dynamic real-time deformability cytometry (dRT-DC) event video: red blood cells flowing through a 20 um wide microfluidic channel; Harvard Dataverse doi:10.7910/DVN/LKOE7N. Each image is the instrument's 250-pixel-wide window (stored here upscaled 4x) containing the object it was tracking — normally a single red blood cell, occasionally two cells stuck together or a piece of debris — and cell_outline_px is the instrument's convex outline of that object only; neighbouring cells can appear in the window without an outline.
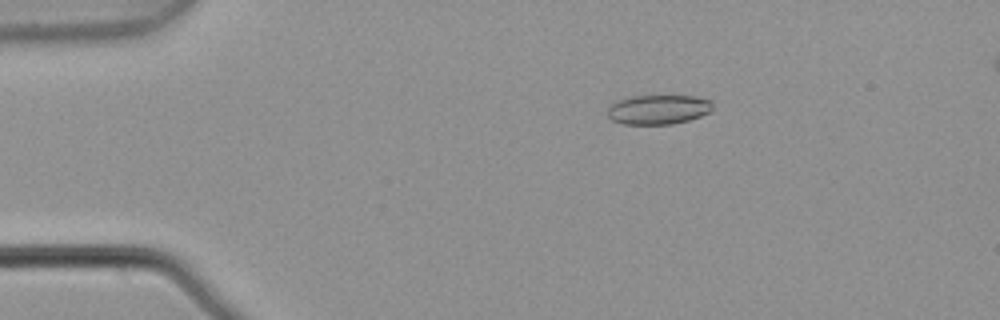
{"species": "common noctule bat (a hibernating species)", "species_latin": "Nyctalus noctula", "temperature_condition": "warm", "stored_images_in_passage": 8, "camera_frame_rate_fps": 3000, "um_per_image_px": 0.085, "animal": {"sex": "male", "body_mass_g": 21.5, "forearm_length_mm": 52.0}, "frame": {"image": 1, "passage_image": 3, "time_ms": 0.667, "image_size_px": [1000, 320], "cell_outline_px": [[712, 108], [708, 112], [700, 116], [688, 120], [672, 124], [624, 124], [612, 120], [608, 116], [608, 108], [616, 100], [628, 96], [696, 96], [712, 100]], "centroid_in_image_um": [55.94, 9.3], "position_along_channel_um": 29.1, "area_um2": 18.09}}
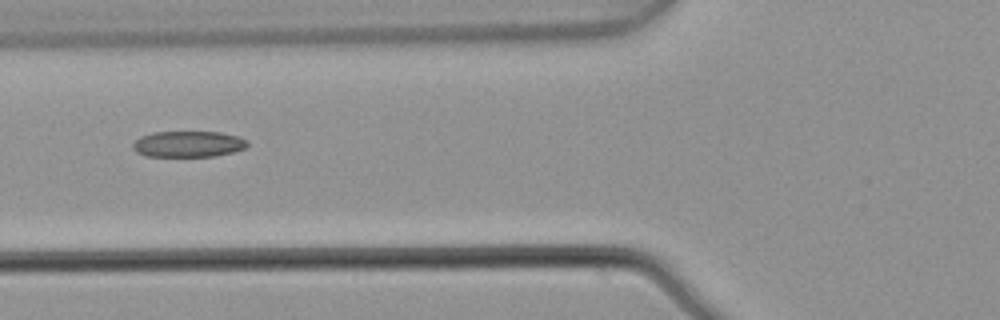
{"frame": {"image": 2, "passage_image": 6, "time_ms": 1.667, "image_size_px": [1000, 320], "cell_outline_px": [[248, 144], [244, 148], [232, 152], [216, 156], [144, 156], [136, 152], [132, 148], [132, 144], [140, 136], [152, 132], [220, 132], [240, 136], [248, 140]], "centroid_in_image_um": [15.99, 12.24], "position_along_channel_um": 109.8, "area_um2": 17.51}}
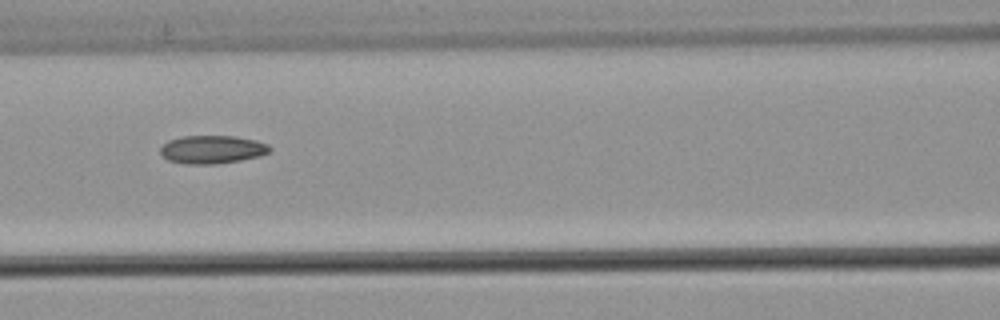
{"frame": {"image": 3, "passage_image": 7, "time_ms": 2.0, "image_size_px": [1000, 320], "cell_outline_px": [[272, 148], [268, 152], [260, 156], [240, 160], [216, 164], [188, 164], [168, 160], [160, 152], [160, 148], [168, 140], [180, 136], [236, 136], [256, 140], [268, 144]], "centroid_in_image_um": [18.04, 12.7], "position_along_channel_um": 148.6, "area_um2": 17.98}}